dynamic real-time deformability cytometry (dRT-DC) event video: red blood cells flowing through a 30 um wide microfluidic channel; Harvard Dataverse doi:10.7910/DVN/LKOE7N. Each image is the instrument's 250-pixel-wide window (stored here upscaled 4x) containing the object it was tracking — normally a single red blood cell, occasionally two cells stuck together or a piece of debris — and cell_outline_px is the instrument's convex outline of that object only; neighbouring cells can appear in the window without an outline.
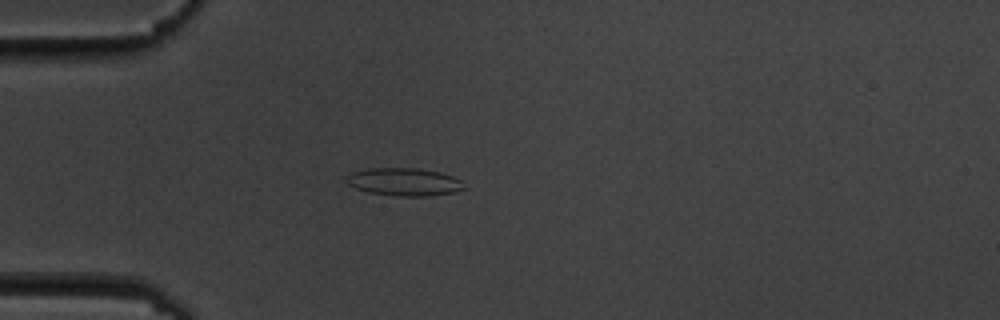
{"species": "common noctule bat (a hibernating species)", "species_latin": "Nyctalus noctula", "temperature_condition": "cold", "stored_images_in_passage": 9, "camera_frame_rate_fps": 3000, "um_per_image_px": 0.085, "animal": {"sex": "male", "body_mass_g": 19.5, "forearm_length_mm": 54.6}, "frame": {"image": 1, "passage_image": 4, "time_ms": 3.667, "image_size_px": [1000, 320], "cell_outline_px": [[468, 188], [456, 192], [428, 196], [396, 196], [368, 192], [356, 188], [348, 184], [344, 180], [352, 172], [368, 168], [416, 168], [440, 172], [452, 176], [460, 180]], "centroid_in_image_um": [34.38, 15.46], "position_along_channel_um": 50.6, "area_um2": 19.19}}
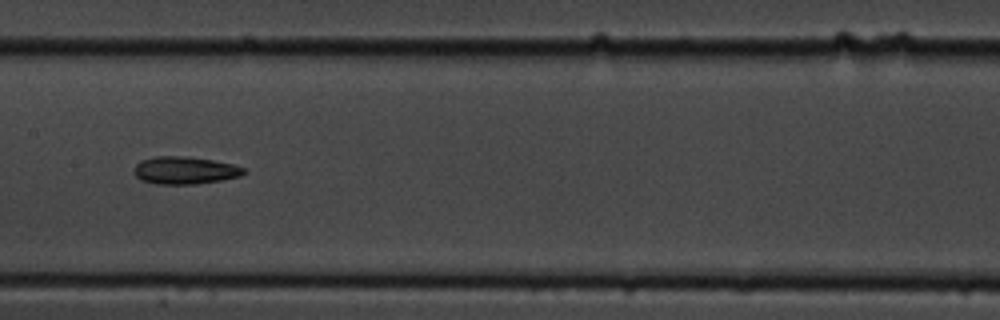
{"frame": {"image": 2, "passage_image": 8, "time_ms": 8.0, "image_size_px": [1000, 320], "cell_outline_px": [[248, 172], [240, 176], [220, 180], [196, 184], [156, 184], [140, 180], [132, 172], [132, 168], [140, 160], [152, 156], [184, 156], [212, 160], [232, 164], [244, 168]], "centroid_in_image_um": [15.65, 14.48], "position_along_channel_um": 191.7, "area_um2": 17.8}}
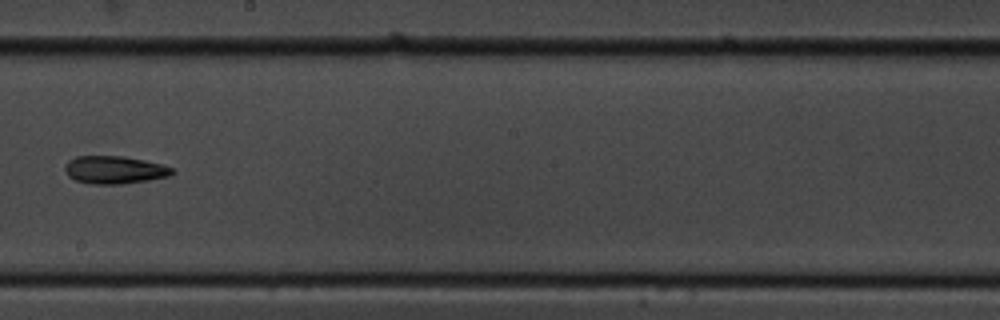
{"frame": {"image": 3, "passage_image": 9, "time_ms": 9.333, "image_size_px": [1000, 320], "cell_outline_px": [[176, 172], [168, 176], [148, 180], [120, 184], [88, 184], [76, 180], [68, 176], [64, 168], [64, 164], [68, 160], [76, 156], [124, 156], [144, 160], [160, 164], [172, 168]], "centroid_in_image_um": [9.69, 14.43], "position_along_channel_um": 238.5, "area_um2": 17.4}}